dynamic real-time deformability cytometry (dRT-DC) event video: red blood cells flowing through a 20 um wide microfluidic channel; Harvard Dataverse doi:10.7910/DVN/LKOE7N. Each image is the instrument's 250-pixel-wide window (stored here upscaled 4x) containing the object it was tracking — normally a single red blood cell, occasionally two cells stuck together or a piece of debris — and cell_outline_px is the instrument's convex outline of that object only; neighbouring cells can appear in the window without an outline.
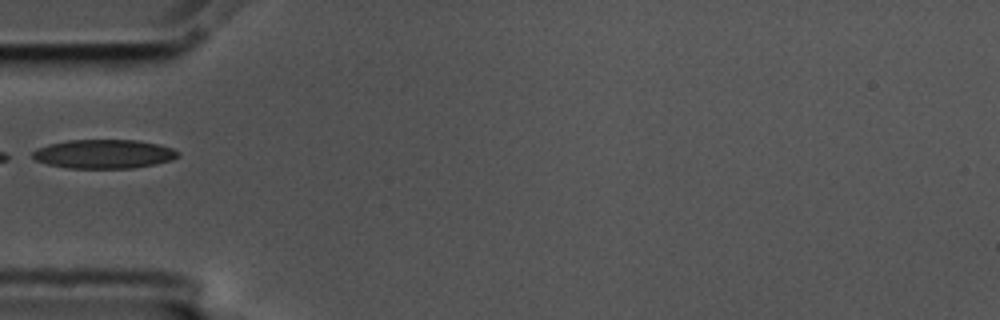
{"species": "common noctule bat (a hibernating species)", "species_latin": "Nyctalus noctula", "temperature_condition": "cold", "stored_images_in_passage": 3, "camera_frame_rate_fps": 3000, "um_per_image_px": 0.085, "animal": {"sex": "male", "body_mass_g": 17.5, "forearm_length_mm": 52.3}, "frame": {"image": 1, "passage_image": 1, "time_ms": 0.0, "image_size_px": [1000, 320], "cell_outline_px": [[180, 156], [172, 160], [156, 164], [132, 168], [68, 168], [48, 164], [36, 160], [32, 156], [32, 152], [48, 144], [68, 140], [136, 140], [160, 144], [172, 148], [180, 152]], "centroid_in_image_um": [8.88, 13.09], "position_along_channel_um": 76.1, "area_um2": 24.57}}